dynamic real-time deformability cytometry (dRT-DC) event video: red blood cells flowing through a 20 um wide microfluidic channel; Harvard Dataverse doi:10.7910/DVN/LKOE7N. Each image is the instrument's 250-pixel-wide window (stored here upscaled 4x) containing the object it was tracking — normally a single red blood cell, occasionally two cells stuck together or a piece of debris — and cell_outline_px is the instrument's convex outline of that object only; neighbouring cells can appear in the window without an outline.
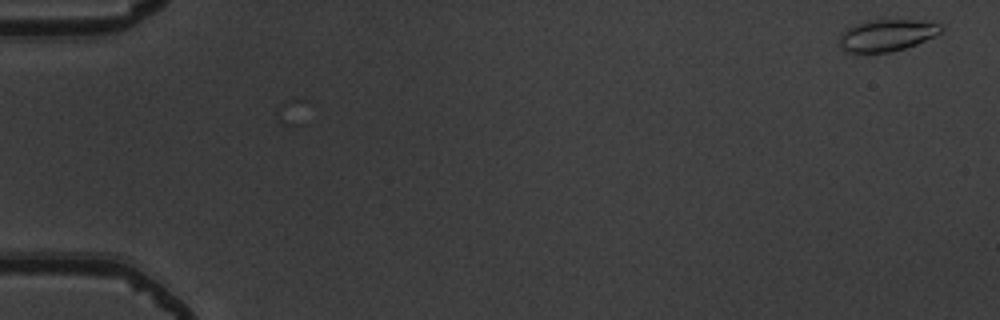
{"species": "common noctule bat (a hibernating species)", "species_latin": "Nyctalus noctula", "temperature_condition": "warm", "stored_images_in_passage": 3, "camera_frame_rate_fps": 3000, "um_per_image_px": 0.085, "animal": {"sex": "male", "body_mass_g": 19.5, "forearm_length_mm": 54.6}, "frame": {"image": 1, "passage_image": 3, "time_ms": 0.667, "image_size_px": [1000, 320], "cell_outline_px": [[944, 28], [940, 32], [916, 44], [892, 52], [848, 52], [840, 48], [840, 32], [852, 24], [868, 20], [912, 20], [940, 24]], "centroid_in_image_um": [75.31, 2.99], "position_along_channel_um": 9.7, "area_um2": 18.67}}